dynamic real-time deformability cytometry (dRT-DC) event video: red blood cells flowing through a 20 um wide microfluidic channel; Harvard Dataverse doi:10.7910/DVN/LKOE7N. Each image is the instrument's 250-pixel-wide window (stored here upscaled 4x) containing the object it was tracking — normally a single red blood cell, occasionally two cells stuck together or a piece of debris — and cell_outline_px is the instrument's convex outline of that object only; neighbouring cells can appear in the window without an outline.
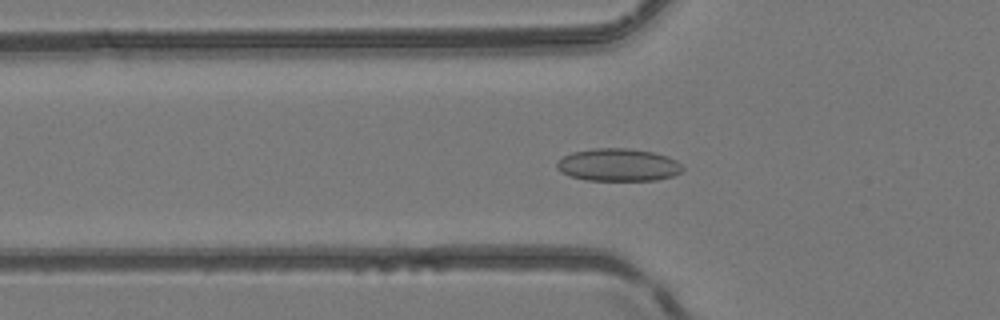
{"species": "common noctule bat (a hibernating species)", "species_latin": "Nyctalus noctula", "temperature_condition": "room temperature", "stored_images_in_passage": 51, "camera_frame_rate_fps": 3000, "um_per_image_px": 0.085, "animal": {"sex": "female", "body_mass_g": 24.6, "forearm_length_mm": 56.2}, "frame": {"image": 1, "passage_image": 18, "time_ms": 5.667, "image_size_px": [1000, 320], "cell_outline_px": [[684, 168], [680, 172], [672, 176], [656, 180], [588, 180], [568, 176], [560, 172], [556, 168], [556, 164], [564, 156], [572, 152], [592, 148], [628, 148], [652, 152], [668, 156], [676, 160]], "centroid_in_image_um": [52.53, 14.01], "position_along_channel_um": 73.3, "area_um2": 23.93}}
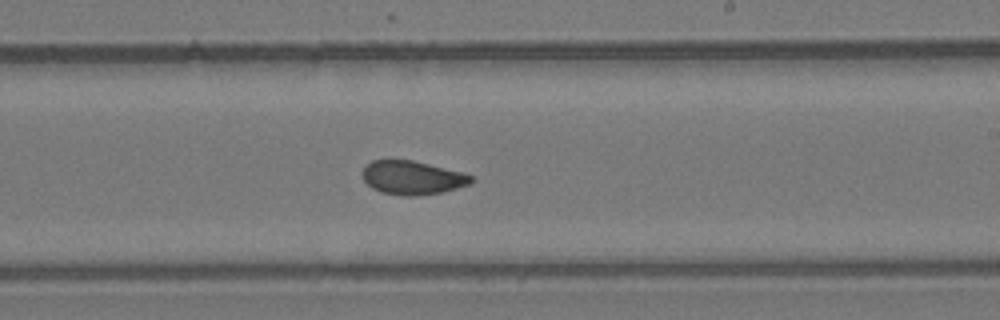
{"frame": {"image": 2, "passage_image": 31, "time_ms": 10.0, "image_size_px": [1000, 320], "cell_outline_px": [[476, 180], [472, 184], [444, 192], [412, 196], [404, 196], [384, 192], [372, 188], [364, 180], [364, 168], [372, 160], [412, 160], [464, 172], [472, 176]], "centroid_in_image_um": [35.14, 15.1], "position_along_channel_um": 253.9, "area_um2": 21.33}}
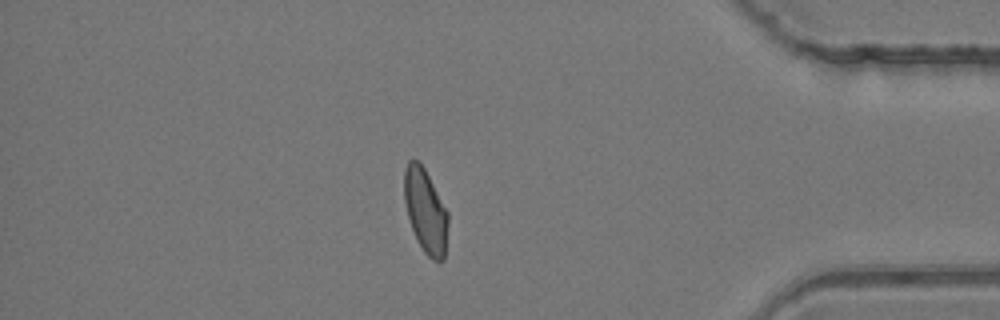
{"frame": {"image": 3, "passage_image": 44, "time_ms": 14.333, "image_size_px": [1000, 320], "cell_outline_px": [[448, 224], [444, 260], [432, 260], [424, 252], [416, 240], [408, 216], [404, 200], [404, 168], [408, 160], [416, 160], [424, 168], [448, 212]], "centroid_in_image_um": [36.16, 17.94], "position_along_channel_um": 399.0, "area_um2": 21.33}, "authors_computed_cell_mechanics": {"area_um2": 22.0796, "velocity_mm_per_s": 4.1564, "shape_relaxation_time_tau1_ms": null, "shape_relaxation_time_tau2_ms": 0.9298, "deformation_change_tau1": null, "deformation_change_tau2": 0.0462}}